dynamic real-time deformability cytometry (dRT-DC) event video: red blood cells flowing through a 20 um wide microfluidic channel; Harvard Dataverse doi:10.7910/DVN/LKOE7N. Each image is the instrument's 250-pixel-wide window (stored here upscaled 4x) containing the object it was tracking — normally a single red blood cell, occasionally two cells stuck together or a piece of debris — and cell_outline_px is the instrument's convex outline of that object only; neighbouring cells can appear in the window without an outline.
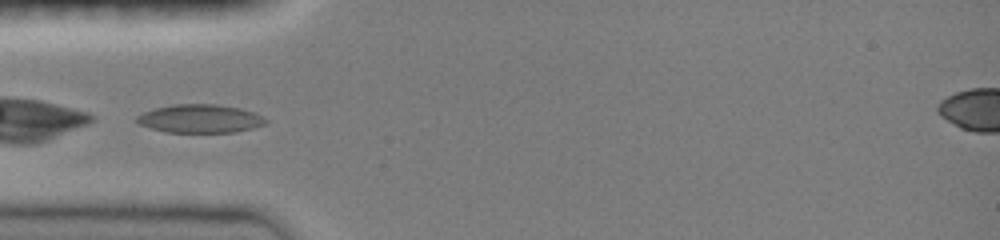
{"species": "common noctule bat (a hibernating species)", "species_latin": "Nyctalus noctula", "temperature_condition": "room temperature", "stored_images_in_passage": 17, "camera_frame_rate_fps": 3000, "um_per_image_px": 0.085, "animal": {"sex": "female", "body_mass_g": 19.0, "forearm_length_mm": 51.5}, "frame": {"image": 1, "passage_image": 1, "time_ms": 0.0, "image_size_px": [1000, 240], "cell_outline_px": [[268, 124], [236, 132], [168, 132], [152, 128], [140, 124], [136, 120], [136, 116], [144, 112], [156, 108], [172, 104], [216, 104], [240, 108], [252, 112], [268, 120]], "centroid_in_image_um": [17.03, 10.08], "position_along_channel_um": 68.0, "area_um2": 21.15}}
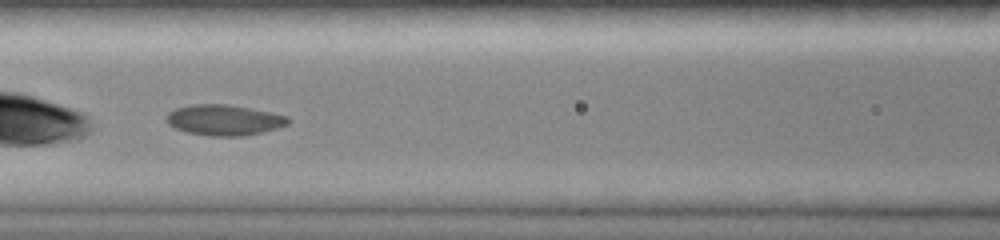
{"frame": {"image": 2, "passage_image": 7, "time_ms": 2.0, "image_size_px": [1000, 240], "cell_outline_px": [[288, 124], [276, 128], [244, 136], [208, 136], [188, 132], [176, 128], [168, 124], [168, 112], [176, 108], [188, 104], [228, 104], [288, 116]], "centroid_in_image_um": [19.02, 10.2], "position_along_channel_um": 147.6, "area_um2": 21.44}}
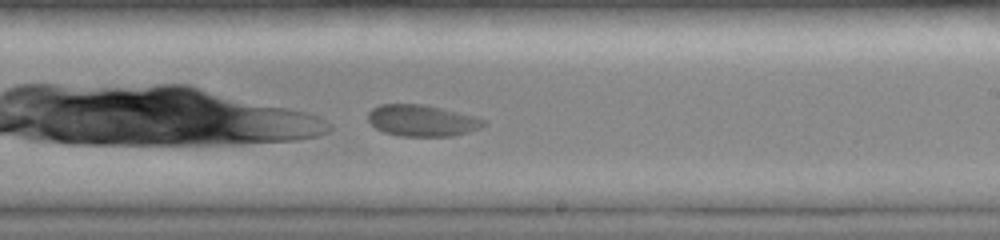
{"frame": {"image": 3, "passage_image": 15, "time_ms": 4.667, "image_size_px": [1000, 240], "cell_outline_px": [[484, 124], [480, 128], [468, 132], [452, 136], [400, 136], [384, 132], [376, 128], [368, 120], [368, 112], [372, 108], [380, 104], [420, 104], [440, 108], [476, 116], [484, 120]], "centroid_in_image_um": [35.84, 10.25], "position_along_channel_um": 253.2, "area_um2": 21.04}}